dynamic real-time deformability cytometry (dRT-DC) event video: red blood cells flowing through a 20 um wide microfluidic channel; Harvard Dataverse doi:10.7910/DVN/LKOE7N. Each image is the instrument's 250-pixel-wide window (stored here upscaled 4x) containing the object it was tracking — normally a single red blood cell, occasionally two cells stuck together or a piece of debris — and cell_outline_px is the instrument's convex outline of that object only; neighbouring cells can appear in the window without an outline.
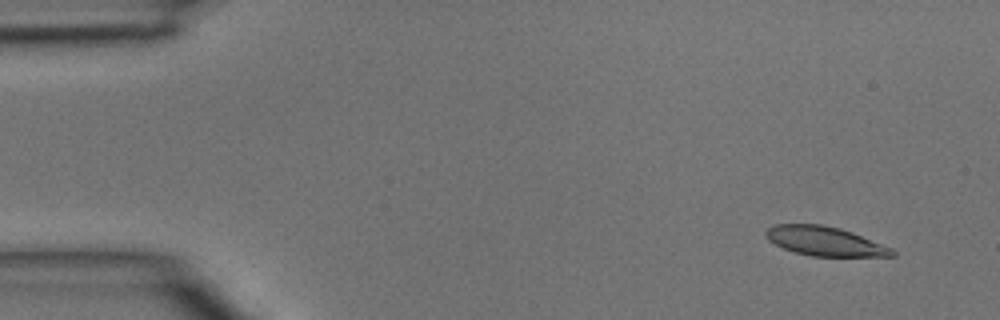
{"species": "common noctule bat (a hibernating species)", "species_latin": "Nyctalus noctula", "temperature_condition": "room temperature", "stored_images_in_passage": 4, "camera_frame_rate_fps": 3000, "um_per_image_px": 0.085, "animal": {"sex": "male", "body_mass_g": 15.6}, "frame": {"image": 1, "passage_image": 1, "time_ms": 0.0, "image_size_px": [1000, 320], "cell_outline_px": [[896, 256], [812, 256], [796, 252], [784, 248], [768, 240], [764, 236], [764, 232], [772, 224], [820, 224], [840, 228], [852, 232], [892, 248], [896, 252]], "centroid_in_image_um": [70.09, 20.49], "position_along_channel_um": 14.9, "area_um2": 21.44}}
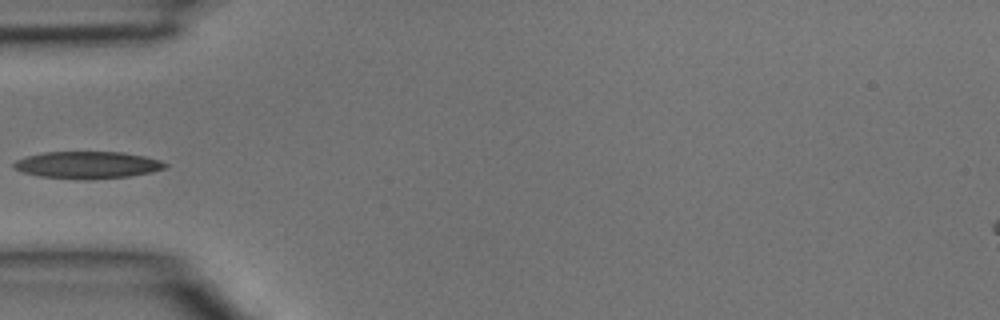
{"frame": {"image": 2, "passage_image": 4, "time_ms": 1.0, "image_size_px": [1000, 320], "cell_outline_px": [[168, 168], [152, 172], [128, 176], [88, 180], [84, 180], [40, 176], [24, 172], [12, 168], [12, 164], [16, 160], [28, 156], [44, 152], [124, 152], [144, 156], [160, 160], [168, 164]], "centroid_in_image_um": [7.46, 14.02], "position_along_channel_um": 77.5, "area_um2": 23.99}}